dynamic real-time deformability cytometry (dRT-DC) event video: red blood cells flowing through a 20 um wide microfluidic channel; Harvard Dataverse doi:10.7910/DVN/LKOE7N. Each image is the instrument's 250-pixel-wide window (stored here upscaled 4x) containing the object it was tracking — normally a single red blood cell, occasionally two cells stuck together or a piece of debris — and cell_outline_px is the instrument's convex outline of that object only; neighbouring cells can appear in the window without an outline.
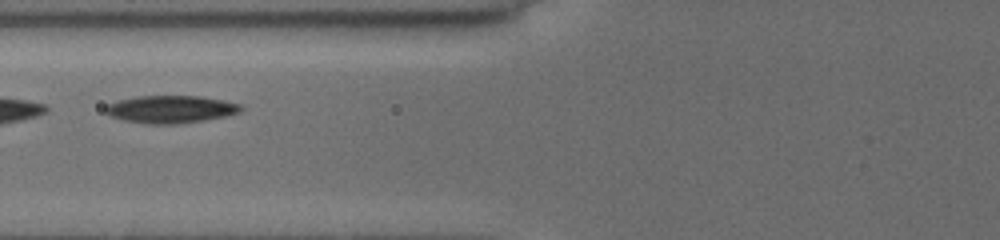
{"species": "common noctule bat (a hibernating species)", "species_latin": "Nyctalus noctula", "temperature_condition": "cold", "stored_images_in_passage": 4, "camera_frame_rate_fps": 3000, "um_per_image_px": 0.085, "animal": {"sex": "female", "body_mass_g": 19.5, "forearm_length_mm": 54.1}, "frame": {"image": 1, "passage_image": 3, "time_ms": 1.667, "image_size_px": [1000, 240], "cell_outline_px": [[244, 108], [240, 112], [224, 116], [204, 120], [176, 124], [148, 124], [124, 120], [112, 116], [104, 112], [104, 108], [108, 104], [120, 100], [136, 96], [200, 96], [240, 104]], "centroid_in_image_um": [14.49, 9.29], "position_along_channel_um": 111.3, "area_um2": 21.56}}